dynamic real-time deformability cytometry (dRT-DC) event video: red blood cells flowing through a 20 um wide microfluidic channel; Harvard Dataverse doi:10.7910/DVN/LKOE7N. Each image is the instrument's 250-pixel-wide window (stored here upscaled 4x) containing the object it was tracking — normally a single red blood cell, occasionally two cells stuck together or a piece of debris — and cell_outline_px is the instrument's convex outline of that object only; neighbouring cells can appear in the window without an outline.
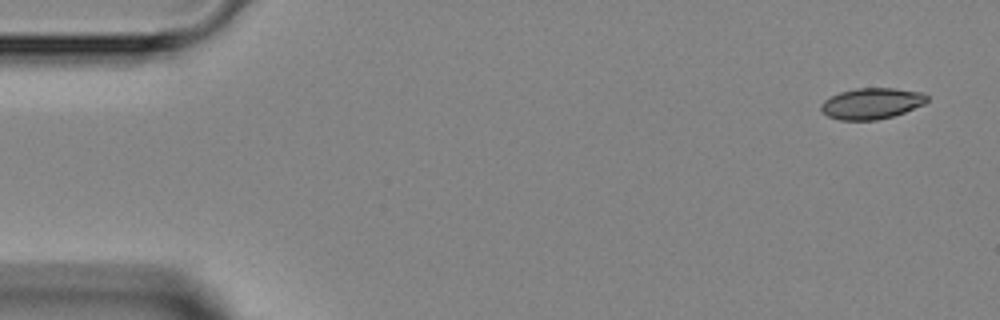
{"species": "Egyptian fruit bat (a non-hibernating species)", "species_latin": "Rousettus aegyptiacus", "temperature_condition": "room temperature", "stored_images_in_passage": 2, "segment_of_instrument_passage": [2, 2], "camera_frame_rate_fps": 3000, "um_per_image_px": 0.085, "animal": {"sex": "female"}, "frame": {"image": 1, "passage_image": 2, "time_ms": 1.333, "image_size_px": [1000, 320], "cell_outline_px": [[928, 100], [924, 104], [904, 112], [892, 116], [876, 120], [840, 120], [828, 116], [820, 108], [820, 104], [824, 100], [840, 92], [856, 88], [892, 88], [924, 92], [928, 96]], "centroid_in_image_um": [74.1, 8.79], "position_along_channel_um": 10.9, "area_um2": 19.13}}